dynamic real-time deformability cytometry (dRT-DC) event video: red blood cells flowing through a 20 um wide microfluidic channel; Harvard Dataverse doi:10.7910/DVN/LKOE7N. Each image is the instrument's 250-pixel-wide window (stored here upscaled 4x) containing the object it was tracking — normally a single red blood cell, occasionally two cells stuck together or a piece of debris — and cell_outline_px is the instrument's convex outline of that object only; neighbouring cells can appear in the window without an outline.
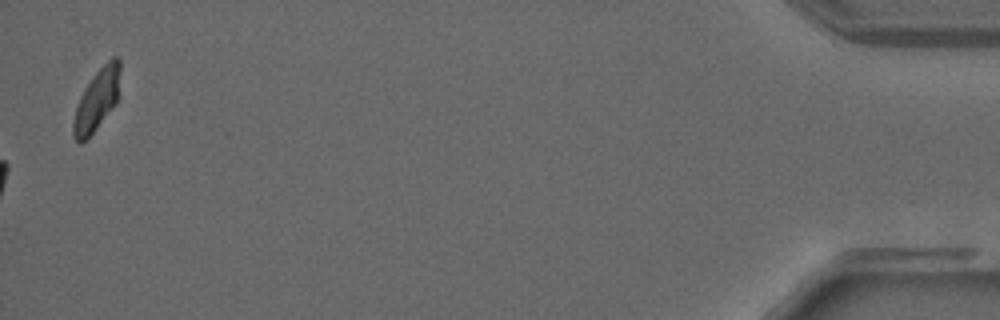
{"species": "common noctule bat (a hibernating species)", "species_latin": "Nyctalus noctula", "temperature_condition": "warm", "stored_images_in_passage": 28, "camera_frame_rate_fps": 3000, "um_per_image_px": 0.085, "animal": {"sex": "male", "forearm_length_mm": 52.5}, "frame": {"image": 1, "passage_image": 28, "time_ms": 9.0, "image_size_px": [1000, 320], "cell_outline_px": [[120, 96], [116, 104], [96, 128], [80, 144], [72, 136], [72, 124], [76, 108], [80, 96], [84, 88], [92, 76], [112, 56], [116, 56], [120, 60]], "centroid_in_image_um": [8.26, 8.45], "position_along_channel_um": 426.9, "area_um2": 16.94}}